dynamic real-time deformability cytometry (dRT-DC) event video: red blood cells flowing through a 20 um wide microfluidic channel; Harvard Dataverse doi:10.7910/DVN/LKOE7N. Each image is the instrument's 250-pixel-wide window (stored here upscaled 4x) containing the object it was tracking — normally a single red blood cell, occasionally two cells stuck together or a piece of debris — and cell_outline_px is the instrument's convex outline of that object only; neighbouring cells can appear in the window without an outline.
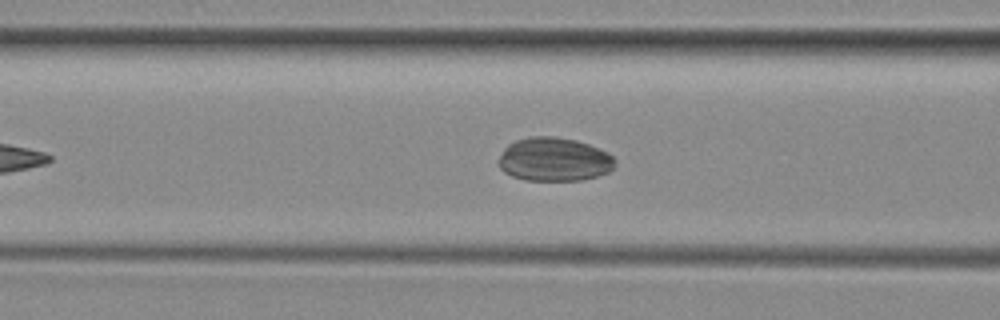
{"species": "common noctule bat (a hibernating species)", "species_latin": "Nyctalus noctula", "temperature_condition": "room temperature", "stored_images_in_passage": 40, "camera_frame_rate_fps": 3000, "um_per_image_px": 0.085, "animal": {"sex": "female", "body_mass_g": 29.2, "forearm_length_mm": 56.3}, "frame": {"image": 1, "passage_image": 12, "time_ms": 3.667, "image_size_px": [1000, 320], "cell_outline_px": [[616, 164], [608, 172], [596, 176], [580, 180], [524, 180], [512, 176], [504, 172], [500, 168], [500, 156], [504, 148], [508, 144], [516, 140], [532, 136], [556, 136], [576, 140], [600, 148], [608, 152], [616, 160]], "centroid_in_image_um": [47.12, 13.54], "position_along_channel_um": 119.5, "area_um2": 29.65}}
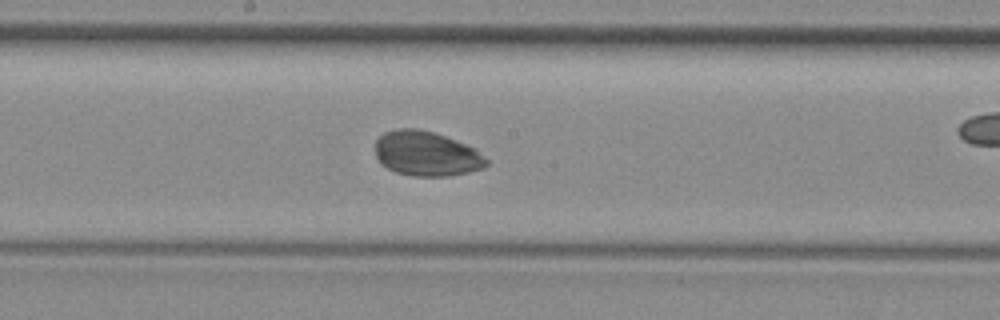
{"frame": {"image": 2, "passage_image": 19, "time_ms": 6.0, "image_size_px": [1000, 320], "cell_outline_px": [[488, 164], [484, 168], [468, 172], [448, 176], [412, 176], [396, 172], [388, 168], [376, 156], [376, 140], [384, 132], [396, 128], [416, 128], [432, 132], [456, 140], [476, 148], [488, 160]], "centroid_in_image_um": [36.27, 13.06], "position_along_channel_um": 211.9, "area_um2": 28.96}}
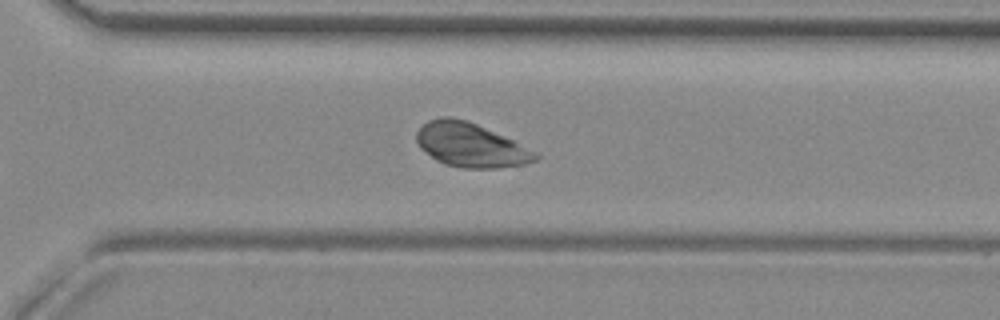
{"frame": {"image": 3, "passage_image": 28, "time_ms": 9.0, "image_size_px": [1000, 320], "cell_outline_px": [[540, 156], [536, 160], [524, 164], [496, 168], [460, 168], [444, 164], [436, 160], [420, 148], [416, 140], [416, 132], [428, 120], [444, 116], [452, 116], [468, 120], [512, 140]], "centroid_in_image_um": [39.94, 12.32], "position_along_channel_um": 330.7, "area_um2": 30.23}}